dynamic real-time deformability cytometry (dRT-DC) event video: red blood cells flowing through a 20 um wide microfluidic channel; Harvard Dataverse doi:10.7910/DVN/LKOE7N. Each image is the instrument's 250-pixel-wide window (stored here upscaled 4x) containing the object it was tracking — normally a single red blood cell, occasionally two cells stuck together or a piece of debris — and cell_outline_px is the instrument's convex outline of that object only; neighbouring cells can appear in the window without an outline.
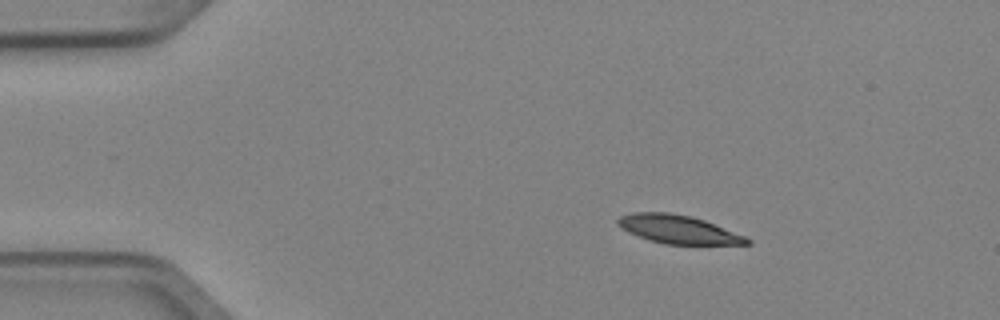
{"species": "Egyptian fruit bat (a non-hibernating species)", "species_latin": "Rousettus aegyptiacus", "temperature_condition": "cold", "stored_images_in_passage": 3, "camera_frame_rate_fps": 3000, "um_per_image_px": 0.085, "animal": {"sex": "female"}, "frame": {"image": 1, "passage_image": 2, "time_ms": 0.333, "image_size_px": [1000, 320], "cell_outline_px": [[752, 244], [664, 244], [648, 240], [628, 232], [616, 224], [616, 220], [620, 216], [632, 212], [668, 212], [692, 216], [704, 220], [744, 236], [752, 240]], "centroid_in_image_um": [57.61, 19.49], "position_along_channel_um": 27.4, "area_um2": 21.33}}